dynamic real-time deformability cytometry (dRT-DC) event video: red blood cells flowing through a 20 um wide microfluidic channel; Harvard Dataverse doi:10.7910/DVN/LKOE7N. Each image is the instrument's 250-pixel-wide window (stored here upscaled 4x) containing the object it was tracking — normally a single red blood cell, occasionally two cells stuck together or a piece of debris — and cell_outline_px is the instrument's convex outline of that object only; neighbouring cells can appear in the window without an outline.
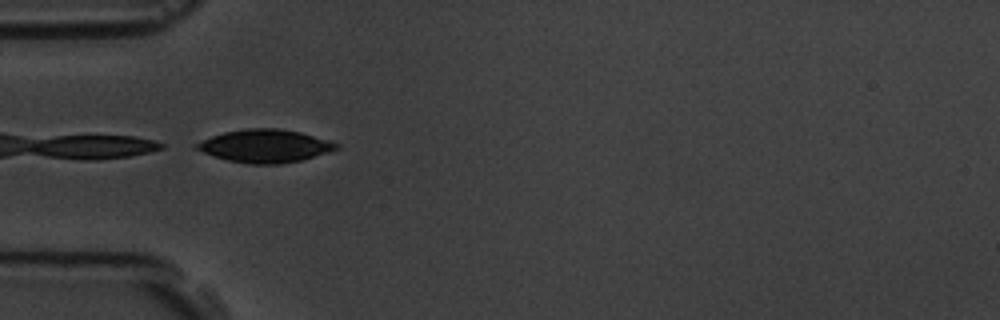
{"species": "common noctule bat (a hibernating species)", "species_latin": "Nyctalus noctula", "temperature_condition": "room temperature", "stored_images_in_passage": 6, "camera_frame_rate_fps": 3000, "um_per_image_px": 0.085, "animal": {"sex": "male", "body_mass_g": 19.5, "forearm_length_mm": 54.6}, "frame": {"image": 1, "passage_image": 3, "time_ms": 2.333, "image_size_px": [1000, 320], "cell_outline_px": [[340, 148], [328, 152], [300, 160], [276, 164], [248, 164], [228, 160], [192, 148], [192, 144], [212, 136], [224, 132], [248, 128], [280, 128], [300, 132], [328, 140], [340, 144]], "centroid_in_image_um": [22.51, 12.4], "position_along_channel_um": 62.5, "area_um2": 26.7}}
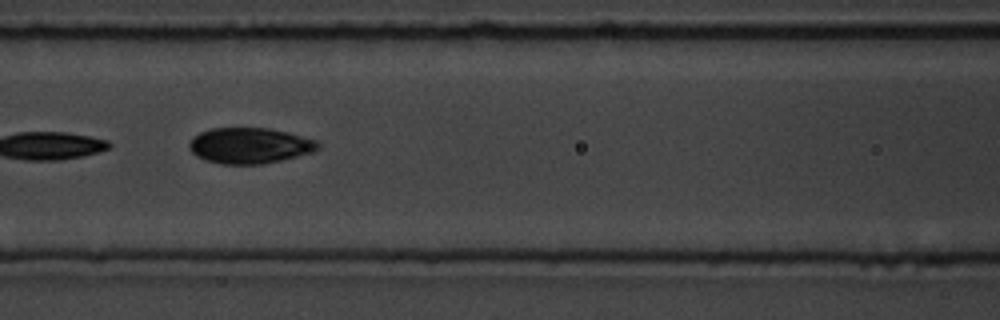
{"frame": {"image": 2, "passage_image": 5, "time_ms": 4.667, "image_size_px": [1000, 320], "cell_outline_px": [[320, 148], [312, 152], [280, 160], [260, 164], [220, 164], [204, 160], [196, 156], [188, 148], [188, 144], [192, 136], [200, 132], [212, 128], [268, 128], [288, 132], [316, 140], [320, 144]], "centroid_in_image_um": [21.18, 12.37], "position_along_channel_um": 145.4, "area_um2": 26.93}}
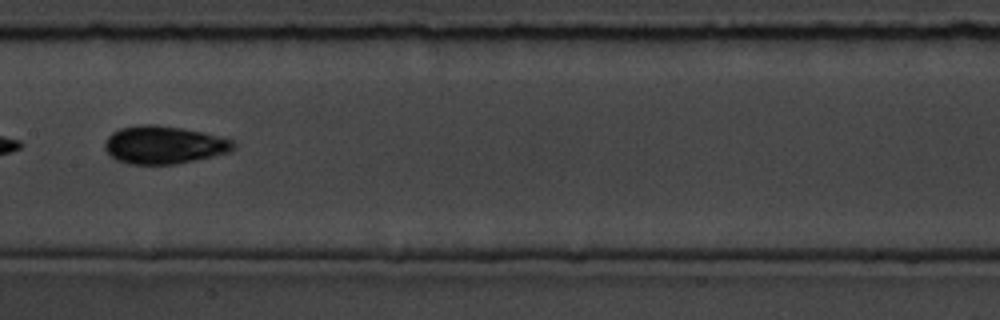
{"frame": {"image": 3, "passage_image": 6, "time_ms": 6.0, "image_size_px": [1000, 320], "cell_outline_px": [[236, 148], [228, 152], [196, 160], [176, 164], [128, 164], [116, 160], [104, 148], [104, 144], [108, 136], [112, 132], [120, 128], [144, 124], [156, 124], [184, 128], [204, 132], [232, 140], [236, 144]], "centroid_in_image_um": [13.93, 12.31], "position_along_channel_um": 193.5, "area_um2": 28.5}}